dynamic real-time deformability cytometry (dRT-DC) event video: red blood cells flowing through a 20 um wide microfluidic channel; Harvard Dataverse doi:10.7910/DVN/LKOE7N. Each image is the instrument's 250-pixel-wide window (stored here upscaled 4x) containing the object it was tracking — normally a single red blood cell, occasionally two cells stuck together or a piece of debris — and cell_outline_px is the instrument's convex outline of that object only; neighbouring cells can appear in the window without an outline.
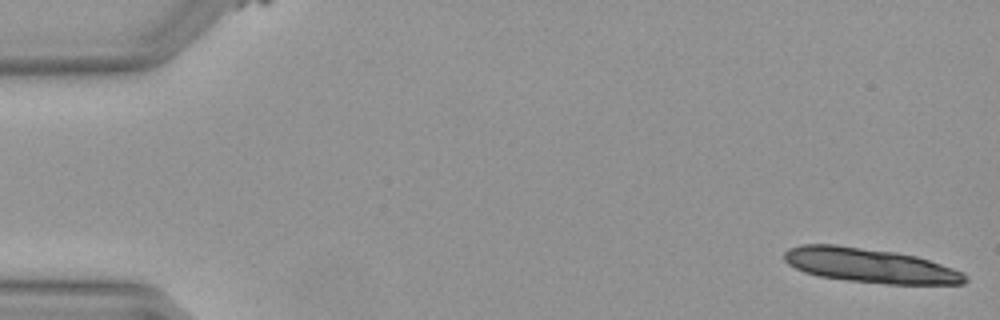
{"species": "Egyptian fruit bat (a non-hibernating species)", "species_latin": "Rousettus aegyptiacus", "temperature_condition": "warm", "stored_images_in_passage": 13, "camera_frame_rate_fps": 3000, "um_per_image_px": 0.085, "animal": {"sex": "female"}, "frame": {"image": 1, "passage_image": 1, "time_ms": 0.0, "image_size_px": [1000, 320], "cell_outline_px": [[968, 280], [964, 284], [884, 284], [848, 280], [820, 276], [804, 272], [788, 264], [784, 260], [784, 252], [788, 248], [800, 244], [836, 244], [896, 252], [916, 256], [964, 272], [968, 276]], "centroid_in_image_um": [73.94, 22.56], "position_along_channel_um": 11.1, "area_um2": 36.41}}